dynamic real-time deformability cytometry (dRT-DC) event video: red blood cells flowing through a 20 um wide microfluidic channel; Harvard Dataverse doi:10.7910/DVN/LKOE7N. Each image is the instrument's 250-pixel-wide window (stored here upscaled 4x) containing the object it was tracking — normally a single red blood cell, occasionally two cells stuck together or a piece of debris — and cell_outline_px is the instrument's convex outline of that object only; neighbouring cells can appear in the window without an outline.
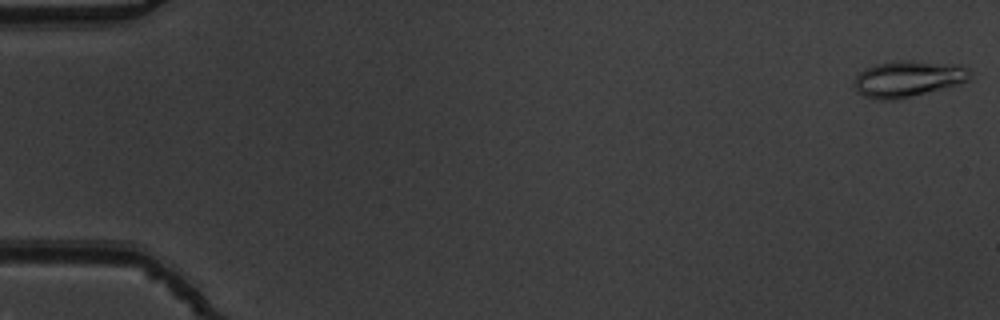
{"species": "common noctule bat (a hibernating species)", "species_latin": "Nyctalus noctula", "temperature_condition": "warm", "stored_images_in_passage": 53, "camera_frame_rate_fps": 3000, "um_per_image_px": 0.085, "animal": {"sex": "male", "body_mass_g": 19.5, "forearm_length_mm": 54.6}, "frame": {"image": 1, "passage_image": 1, "time_ms": 0.0, "image_size_px": [1000, 320], "cell_outline_px": [[968, 80], [956, 84], [896, 100], [876, 100], [864, 96], [856, 92], [852, 84], [856, 76], [864, 68], [876, 64], [896, 60], [912, 60], [968, 68]], "centroid_in_image_um": [77.01, 6.71], "position_along_channel_um": 8.0, "area_um2": 23.93}}
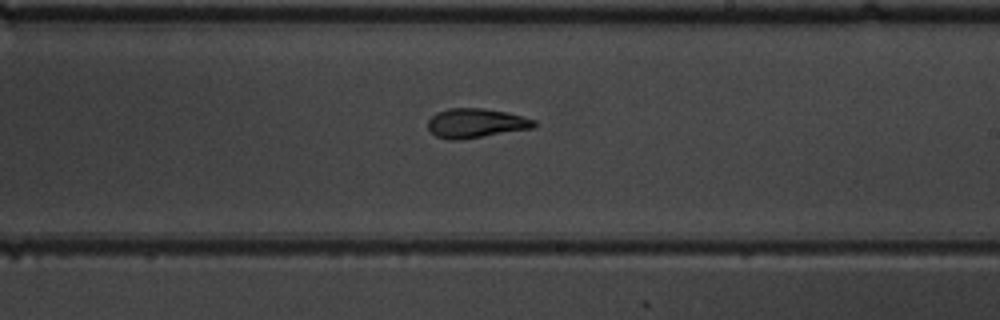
{"frame": {"image": 2, "passage_image": 32, "time_ms": 10.333, "image_size_px": [1000, 320], "cell_outline_px": [[536, 128], [460, 140], [448, 140], [436, 136], [428, 128], [428, 120], [436, 112], [448, 108], [484, 108], [524, 116], [536, 120]], "centroid_in_image_um": [40.47, 10.47], "position_along_channel_um": 248.5, "area_um2": 18.38}}
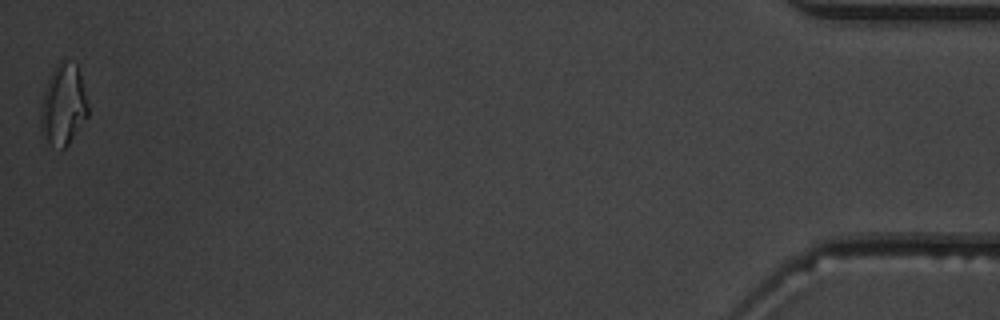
{"frame": {"image": 3, "passage_image": 53, "time_ms": 17.333, "image_size_px": [1000, 320], "cell_outline_px": [[88, 116], [68, 144], [60, 152], [44, 136], [40, 128], [40, 112], [44, 92], [48, 80], [56, 64], [60, 60], [64, 60], [76, 64], [80, 76], [88, 104]], "centroid_in_image_um": [5.38, 8.94], "position_along_channel_um": 429.8, "area_um2": 22.08}, "authors_computed_cell_mechanics": {"area_um2": 18.785, "velocity_mm_per_s": 3.8663, "shape_relaxation_time_tau1_ms": 9.2187, "shape_relaxation_time_tau2_ms": 2.5066, "deformation_change_tau1": 0.291, "deformation_change_tau2": 0.0721}}